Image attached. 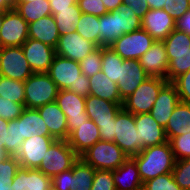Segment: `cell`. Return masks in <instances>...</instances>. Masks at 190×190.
<instances>
[{"instance_id": "obj_1", "label": "cell", "mask_w": 190, "mask_h": 190, "mask_svg": "<svg viewBox=\"0 0 190 190\" xmlns=\"http://www.w3.org/2000/svg\"><path fill=\"white\" fill-rule=\"evenodd\" d=\"M7 132H2L0 139L4 142V149L10 156H16L22 142L32 135L51 136L38 109L24 108L22 114L8 122Z\"/></svg>"}, {"instance_id": "obj_2", "label": "cell", "mask_w": 190, "mask_h": 190, "mask_svg": "<svg viewBox=\"0 0 190 190\" xmlns=\"http://www.w3.org/2000/svg\"><path fill=\"white\" fill-rule=\"evenodd\" d=\"M132 158L138 166L142 183L159 175L172 173L176 161L169 141L144 148Z\"/></svg>"}, {"instance_id": "obj_3", "label": "cell", "mask_w": 190, "mask_h": 190, "mask_svg": "<svg viewBox=\"0 0 190 190\" xmlns=\"http://www.w3.org/2000/svg\"><path fill=\"white\" fill-rule=\"evenodd\" d=\"M95 170H116L129 156L115 143L98 141L81 156Z\"/></svg>"}, {"instance_id": "obj_4", "label": "cell", "mask_w": 190, "mask_h": 190, "mask_svg": "<svg viewBox=\"0 0 190 190\" xmlns=\"http://www.w3.org/2000/svg\"><path fill=\"white\" fill-rule=\"evenodd\" d=\"M59 89L46 72L33 73L24 81L26 108L37 109L55 102Z\"/></svg>"}, {"instance_id": "obj_5", "label": "cell", "mask_w": 190, "mask_h": 190, "mask_svg": "<svg viewBox=\"0 0 190 190\" xmlns=\"http://www.w3.org/2000/svg\"><path fill=\"white\" fill-rule=\"evenodd\" d=\"M168 83L160 77H149L134 92L123 100L122 108L134 115L150 113L160 90Z\"/></svg>"}, {"instance_id": "obj_6", "label": "cell", "mask_w": 190, "mask_h": 190, "mask_svg": "<svg viewBox=\"0 0 190 190\" xmlns=\"http://www.w3.org/2000/svg\"><path fill=\"white\" fill-rule=\"evenodd\" d=\"M79 157L67 140H56L46 151L38 169L53 178L62 171L71 169Z\"/></svg>"}, {"instance_id": "obj_7", "label": "cell", "mask_w": 190, "mask_h": 190, "mask_svg": "<svg viewBox=\"0 0 190 190\" xmlns=\"http://www.w3.org/2000/svg\"><path fill=\"white\" fill-rule=\"evenodd\" d=\"M114 142L129 156L137 155L144 149L138 141V133L135 126V115L123 108L114 118Z\"/></svg>"}, {"instance_id": "obj_8", "label": "cell", "mask_w": 190, "mask_h": 190, "mask_svg": "<svg viewBox=\"0 0 190 190\" xmlns=\"http://www.w3.org/2000/svg\"><path fill=\"white\" fill-rule=\"evenodd\" d=\"M155 40L142 28L117 38L110 47L123 60H139Z\"/></svg>"}, {"instance_id": "obj_9", "label": "cell", "mask_w": 190, "mask_h": 190, "mask_svg": "<svg viewBox=\"0 0 190 190\" xmlns=\"http://www.w3.org/2000/svg\"><path fill=\"white\" fill-rule=\"evenodd\" d=\"M33 73L21 46L0 47V75L24 82Z\"/></svg>"}, {"instance_id": "obj_10", "label": "cell", "mask_w": 190, "mask_h": 190, "mask_svg": "<svg viewBox=\"0 0 190 190\" xmlns=\"http://www.w3.org/2000/svg\"><path fill=\"white\" fill-rule=\"evenodd\" d=\"M86 97L65 89L59 90L55 102L66 116V123L69 135L78 128L84 121L89 119L85 111Z\"/></svg>"}, {"instance_id": "obj_11", "label": "cell", "mask_w": 190, "mask_h": 190, "mask_svg": "<svg viewBox=\"0 0 190 190\" xmlns=\"http://www.w3.org/2000/svg\"><path fill=\"white\" fill-rule=\"evenodd\" d=\"M46 73L59 90L68 89L75 93L82 71L79 62L56 55Z\"/></svg>"}, {"instance_id": "obj_12", "label": "cell", "mask_w": 190, "mask_h": 190, "mask_svg": "<svg viewBox=\"0 0 190 190\" xmlns=\"http://www.w3.org/2000/svg\"><path fill=\"white\" fill-rule=\"evenodd\" d=\"M56 141L52 136H35L25 139L16 154L20 167L38 169L46 151Z\"/></svg>"}, {"instance_id": "obj_13", "label": "cell", "mask_w": 190, "mask_h": 190, "mask_svg": "<svg viewBox=\"0 0 190 190\" xmlns=\"http://www.w3.org/2000/svg\"><path fill=\"white\" fill-rule=\"evenodd\" d=\"M27 39V21L15 9L6 11L0 30V47L22 46Z\"/></svg>"}, {"instance_id": "obj_14", "label": "cell", "mask_w": 190, "mask_h": 190, "mask_svg": "<svg viewBox=\"0 0 190 190\" xmlns=\"http://www.w3.org/2000/svg\"><path fill=\"white\" fill-rule=\"evenodd\" d=\"M149 77L139 60H123L117 82L121 99L124 100L131 95Z\"/></svg>"}, {"instance_id": "obj_15", "label": "cell", "mask_w": 190, "mask_h": 190, "mask_svg": "<svg viewBox=\"0 0 190 190\" xmlns=\"http://www.w3.org/2000/svg\"><path fill=\"white\" fill-rule=\"evenodd\" d=\"M97 46L83 38L78 32L64 34L59 37L55 48L56 55L80 62Z\"/></svg>"}, {"instance_id": "obj_16", "label": "cell", "mask_w": 190, "mask_h": 190, "mask_svg": "<svg viewBox=\"0 0 190 190\" xmlns=\"http://www.w3.org/2000/svg\"><path fill=\"white\" fill-rule=\"evenodd\" d=\"M21 47L34 73L47 72L56 56L55 48L31 38Z\"/></svg>"}, {"instance_id": "obj_17", "label": "cell", "mask_w": 190, "mask_h": 190, "mask_svg": "<svg viewBox=\"0 0 190 190\" xmlns=\"http://www.w3.org/2000/svg\"><path fill=\"white\" fill-rule=\"evenodd\" d=\"M135 126L138 133V141L144 148L168 142L165 128L158 124L150 113L135 115Z\"/></svg>"}, {"instance_id": "obj_18", "label": "cell", "mask_w": 190, "mask_h": 190, "mask_svg": "<svg viewBox=\"0 0 190 190\" xmlns=\"http://www.w3.org/2000/svg\"><path fill=\"white\" fill-rule=\"evenodd\" d=\"M139 61L150 77H160L167 80L169 60L163 41H155L140 57Z\"/></svg>"}, {"instance_id": "obj_19", "label": "cell", "mask_w": 190, "mask_h": 190, "mask_svg": "<svg viewBox=\"0 0 190 190\" xmlns=\"http://www.w3.org/2000/svg\"><path fill=\"white\" fill-rule=\"evenodd\" d=\"M179 102L180 99L176 86L172 82H168L160 90L150 114L158 124L165 128L173 110Z\"/></svg>"}, {"instance_id": "obj_20", "label": "cell", "mask_w": 190, "mask_h": 190, "mask_svg": "<svg viewBox=\"0 0 190 190\" xmlns=\"http://www.w3.org/2000/svg\"><path fill=\"white\" fill-rule=\"evenodd\" d=\"M176 21L163 9H150L142 19V29L155 41H163L174 29Z\"/></svg>"}, {"instance_id": "obj_21", "label": "cell", "mask_w": 190, "mask_h": 190, "mask_svg": "<svg viewBox=\"0 0 190 190\" xmlns=\"http://www.w3.org/2000/svg\"><path fill=\"white\" fill-rule=\"evenodd\" d=\"M121 109L122 104L109 102L93 95H88L85 99V111L95 124L111 123Z\"/></svg>"}, {"instance_id": "obj_22", "label": "cell", "mask_w": 190, "mask_h": 190, "mask_svg": "<svg viewBox=\"0 0 190 190\" xmlns=\"http://www.w3.org/2000/svg\"><path fill=\"white\" fill-rule=\"evenodd\" d=\"M11 185L13 190H50L52 178L39 169L20 167Z\"/></svg>"}, {"instance_id": "obj_23", "label": "cell", "mask_w": 190, "mask_h": 190, "mask_svg": "<svg viewBox=\"0 0 190 190\" xmlns=\"http://www.w3.org/2000/svg\"><path fill=\"white\" fill-rule=\"evenodd\" d=\"M42 116L50 135L56 140L68 139L66 116L56 102L48 103L37 108Z\"/></svg>"}, {"instance_id": "obj_24", "label": "cell", "mask_w": 190, "mask_h": 190, "mask_svg": "<svg viewBox=\"0 0 190 190\" xmlns=\"http://www.w3.org/2000/svg\"><path fill=\"white\" fill-rule=\"evenodd\" d=\"M100 140L99 128L90 119L78 126L67 139L68 144L79 156Z\"/></svg>"}, {"instance_id": "obj_25", "label": "cell", "mask_w": 190, "mask_h": 190, "mask_svg": "<svg viewBox=\"0 0 190 190\" xmlns=\"http://www.w3.org/2000/svg\"><path fill=\"white\" fill-rule=\"evenodd\" d=\"M112 177L116 190H142L143 188L138 166L132 157L116 170H112Z\"/></svg>"}, {"instance_id": "obj_26", "label": "cell", "mask_w": 190, "mask_h": 190, "mask_svg": "<svg viewBox=\"0 0 190 190\" xmlns=\"http://www.w3.org/2000/svg\"><path fill=\"white\" fill-rule=\"evenodd\" d=\"M59 37L58 27L52 14L28 24V38L56 48Z\"/></svg>"}, {"instance_id": "obj_27", "label": "cell", "mask_w": 190, "mask_h": 190, "mask_svg": "<svg viewBox=\"0 0 190 190\" xmlns=\"http://www.w3.org/2000/svg\"><path fill=\"white\" fill-rule=\"evenodd\" d=\"M90 95L102 98L109 102L123 104L118 91L117 83L106 76L103 71L89 77Z\"/></svg>"}, {"instance_id": "obj_28", "label": "cell", "mask_w": 190, "mask_h": 190, "mask_svg": "<svg viewBox=\"0 0 190 190\" xmlns=\"http://www.w3.org/2000/svg\"><path fill=\"white\" fill-rule=\"evenodd\" d=\"M190 132V103L179 102L173 110L168 124L165 127V133L168 141L172 137Z\"/></svg>"}, {"instance_id": "obj_29", "label": "cell", "mask_w": 190, "mask_h": 190, "mask_svg": "<svg viewBox=\"0 0 190 190\" xmlns=\"http://www.w3.org/2000/svg\"><path fill=\"white\" fill-rule=\"evenodd\" d=\"M54 16L59 35L76 32V26L79 22L82 11L78 3L70 6V9L51 10Z\"/></svg>"}, {"instance_id": "obj_30", "label": "cell", "mask_w": 190, "mask_h": 190, "mask_svg": "<svg viewBox=\"0 0 190 190\" xmlns=\"http://www.w3.org/2000/svg\"><path fill=\"white\" fill-rule=\"evenodd\" d=\"M100 47L110 46L122 34L119 32L118 9L99 17Z\"/></svg>"}, {"instance_id": "obj_31", "label": "cell", "mask_w": 190, "mask_h": 190, "mask_svg": "<svg viewBox=\"0 0 190 190\" xmlns=\"http://www.w3.org/2000/svg\"><path fill=\"white\" fill-rule=\"evenodd\" d=\"M95 169L82 158L72 167V188L70 190H91Z\"/></svg>"}, {"instance_id": "obj_32", "label": "cell", "mask_w": 190, "mask_h": 190, "mask_svg": "<svg viewBox=\"0 0 190 190\" xmlns=\"http://www.w3.org/2000/svg\"><path fill=\"white\" fill-rule=\"evenodd\" d=\"M14 9L28 24L52 14L48 0H34L28 3H17Z\"/></svg>"}, {"instance_id": "obj_33", "label": "cell", "mask_w": 190, "mask_h": 190, "mask_svg": "<svg viewBox=\"0 0 190 190\" xmlns=\"http://www.w3.org/2000/svg\"><path fill=\"white\" fill-rule=\"evenodd\" d=\"M100 22L99 17L92 14L82 13L79 22L76 26L78 32L83 38L93 42L97 47H100Z\"/></svg>"}, {"instance_id": "obj_34", "label": "cell", "mask_w": 190, "mask_h": 190, "mask_svg": "<svg viewBox=\"0 0 190 190\" xmlns=\"http://www.w3.org/2000/svg\"><path fill=\"white\" fill-rule=\"evenodd\" d=\"M0 96L12 102L24 104V82L0 75Z\"/></svg>"}, {"instance_id": "obj_35", "label": "cell", "mask_w": 190, "mask_h": 190, "mask_svg": "<svg viewBox=\"0 0 190 190\" xmlns=\"http://www.w3.org/2000/svg\"><path fill=\"white\" fill-rule=\"evenodd\" d=\"M122 63L123 59L110 46H102L101 71L116 83L119 79L120 66Z\"/></svg>"}, {"instance_id": "obj_36", "label": "cell", "mask_w": 190, "mask_h": 190, "mask_svg": "<svg viewBox=\"0 0 190 190\" xmlns=\"http://www.w3.org/2000/svg\"><path fill=\"white\" fill-rule=\"evenodd\" d=\"M167 54L190 53V36L176 28L163 40Z\"/></svg>"}, {"instance_id": "obj_37", "label": "cell", "mask_w": 190, "mask_h": 190, "mask_svg": "<svg viewBox=\"0 0 190 190\" xmlns=\"http://www.w3.org/2000/svg\"><path fill=\"white\" fill-rule=\"evenodd\" d=\"M118 23L119 32L122 35L142 28V19L123 3L118 7Z\"/></svg>"}, {"instance_id": "obj_38", "label": "cell", "mask_w": 190, "mask_h": 190, "mask_svg": "<svg viewBox=\"0 0 190 190\" xmlns=\"http://www.w3.org/2000/svg\"><path fill=\"white\" fill-rule=\"evenodd\" d=\"M169 67L167 81L173 82L177 77L190 70V53L167 54Z\"/></svg>"}, {"instance_id": "obj_39", "label": "cell", "mask_w": 190, "mask_h": 190, "mask_svg": "<svg viewBox=\"0 0 190 190\" xmlns=\"http://www.w3.org/2000/svg\"><path fill=\"white\" fill-rule=\"evenodd\" d=\"M19 168L20 163L15 156H8L0 162V190H13L11 183Z\"/></svg>"}, {"instance_id": "obj_40", "label": "cell", "mask_w": 190, "mask_h": 190, "mask_svg": "<svg viewBox=\"0 0 190 190\" xmlns=\"http://www.w3.org/2000/svg\"><path fill=\"white\" fill-rule=\"evenodd\" d=\"M82 74L88 78L101 71L102 47H96L85 58L79 62Z\"/></svg>"}, {"instance_id": "obj_41", "label": "cell", "mask_w": 190, "mask_h": 190, "mask_svg": "<svg viewBox=\"0 0 190 190\" xmlns=\"http://www.w3.org/2000/svg\"><path fill=\"white\" fill-rule=\"evenodd\" d=\"M142 190H182L176 183L173 174L159 175L143 183Z\"/></svg>"}, {"instance_id": "obj_42", "label": "cell", "mask_w": 190, "mask_h": 190, "mask_svg": "<svg viewBox=\"0 0 190 190\" xmlns=\"http://www.w3.org/2000/svg\"><path fill=\"white\" fill-rule=\"evenodd\" d=\"M172 174L182 190H190V158L176 160Z\"/></svg>"}, {"instance_id": "obj_43", "label": "cell", "mask_w": 190, "mask_h": 190, "mask_svg": "<svg viewBox=\"0 0 190 190\" xmlns=\"http://www.w3.org/2000/svg\"><path fill=\"white\" fill-rule=\"evenodd\" d=\"M175 160L190 158V132L169 140Z\"/></svg>"}, {"instance_id": "obj_44", "label": "cell", "mask_w": 190, "mask_h": 190, "mask_svg": "<svg viewBox=\"0 0 190 190\" xmlns=\"http://www.w3.org/2000/svg\"><path fill=\"white\" fill-rule=\"evenodd\" d=\"M25 104L12 102L0 96V117L11 121L17 119L23 112Z\"/></svg>"}, {"instance_id": "obj_45", "label": "cell", "mask_w": 190, "mask_h": 190, "mask_svg": "<svg viewBox=\"0 0 190 190\" xmlns=\"http://www.w3.org/2000/svg\"><path fill=\"white\" fill-rule=\"evenodd\" d=\"M91 190H116L112 170H95Z\"/></svg>"}, {"instance_id": "obj_46", "label": "cell", "mask_w": 190, "mask_h": 190, "mask_svg": "<svg viewBox=\"0 0 190 190\" xmlns=\"http://www.w3.org/2000/svg\"><path fill=\"white\" fill-rule=\"evenodd\" d=\"M177 89L181 102L190 103V70L172 82Z\"/></svg>"}, {"instance_id": "obj_47", "label": "cell", "mask_w": 190, "mask_h": 190, "mask_svg": "<svg viewBox=\"0 0 190 190\" xmlns=\"http://www.w3.org/2000/svg\"><path fill=\"white\" fill-rule=\"evenodd\" d=\"M78 5L84 14H92L101 17L107 13L102 0H78Z\"/></svg>"}, {"instance_id": "obj_48", "label": "cell", "mask_w": 190, "mask_h": 190, "mask_svg": "<svg viewBox=\"0 0 190 190\" xmlns=\"http://www.w3.org/2000/svg\"><path fill=\"white\" fill-rule=\"evenodd\" d=\"M170 14V16L177 21L180 19L190 8L188 0H167V8H162Z\"/></svg>"}, {"instance_id": "obj_49", "label": "cell", "mask_w": 190, "mask_h": 190, "mask_svg": "<svg viewBox=\"0 0 190 190\" xmlns=\"http://www.w3.org/2000/svg\"><path fill=\"white\" fill-rule=\"evenodd\" d=\"M52 188L54 190H70L72 188V168L54 176Z\"/></svg>"}, {"instance_id": "obj_50", "label": "cell", "mask_w": 190, "mask_h": 190, "mask_svg": "<svg viewBox=\"0 0 190 190\" xmlns=\"http://www.w3.org/2000/svg\"><path fill=\"white\" fill-rule=\"evenodd\" d=\"M123 4L130 7L141 19L150 10L147 0H122Z\"/></svg>"}, {"instance_id": "obj_51", "label": "cell", "mask_w": 190, "mask_h": 190, "mask_svg": "<svg viewBox=\"0 0 190 190\" xmlns=\"http://www.w3.org/2000/svg\"><path fill=\"white\" fill-rule=\"evenodd\" d=\"M99 128V134L102 141L114 142V118L111 123L96 124Z\"/></svg>"}, {"instance_id": "obj_52", "label": "cell", "mask_w": 190, "mask_h": 190, "mask_svg": "<svg viewBox=\"0 0 190 190\" xmlns=\"http://www.w3.org/2000/svg\"><path fill=\"white\" fill-rule=\"evenodd\" d=\"M89 89H90L89 78L86 75L81 74L79 81L77 83V90H75V93L77 95L87 97L88 95H90Z\"/></svg>"}, {"instance_id": "obj_53", "label": "cell", "mask_w": 190, "mask_h": 190, "mask_svg": "<svg viewBox=\"0 0 190 190\" xmlns=\"http://www.w3.org/2000/svg\"><path fill=\"white\" fill-rule=\"evenodd\" d=\"M175 28L190 36V9L176 21Z\"/></svg>"}, {"instance_id": "obj_54", "label": "cell", "mask_w": 190, "mask_h": 190, "mask_svg": "<svg viewBox=\"0 0 190 190\" xmlns=\"http://www.w3.org/2000/svg\"><path fill=\"white\" fill-rule=\"evenodd\" d=\"M51 10L70 9L71 5L78 3V0H48Z\"/></svg>"}, {"instance_id": "obj_55", "label": "cell", "mask_w": 190, "mask_h": 190, "mask_svg": "<svg viewBox=\"0 0 190 190\" xmlns=\"http://www.w3.org/2000/svg\"><path fill=\"white\" fill-rule=\"evenodd\" d=\"M107 12L117 10L118 7L123 3L122 0H102Z\"/></svg>"}, {"instance_id": "obj_56", "label": "cell", "mask_w": 190, "mask_h": 190, "mask_svg": "<svg viewBox=\"0 0 190 190\" xmlns=\"http://www.w3.org/2000/svg\"><path fill=\"white\" fill-rule=\"evenodd\" d=\"M150 9L167 8V0H147Z\"/></svg>"}, {"instance_id": "obj_57", "label": "cell", "mask_w": 190, "mask_h": 190, "mask_svg": "<svg viewBox=\"0 0 190 190\" xmlns=\"http://www.w3.org/2000/svg\"><path fill=\"white\" fill-rule=\"evenodd\" d=\"M10 156L4 149V142L0 141V162Z\"/></svg>"}, {"instance_id": "obj_58", "label": "cell", "mask_w": 190, "mask_h": 190, "mask_svg": "<svg viewBox=\"0 0 190 190\" xmlns=\"http://www.w3.org/2000/svg\"><path fill=\"white\" fill-rule=\"evenodd\" d=\"M8 122L9 121H7V120H5V119H3V118H1L0 117V135H1V133L2 132H7V130H8ZM0 141H2L1 139H0Z\"/></svg>"}, {"instance_id": "obj_59", "label": "cell", "mask_w": 190, "mask_h": 190, "mask_svg": "<svg viewBox=\"0 0 190 190\" xmlns=\"http://www.w3.org/2000/svg\"><path fill=\"white\" fill-rule=\"evenodd\" d=\"M0 1H5V3L11 8L14 9L17 5L18 0H0Z\"/></svg>"}, {"instance_id": "obj_60", "label": "cell", "mask_w": 190, "mask_h": 190, "mask_svg": "<svg viewBox=\"0 0 190 190\" xmlns=\"http://www.w3.org/2000/svg\"><path fill=\"white\" fill-rule=\"evenodd\" d=\"M11 10V8L5 3V1H0V11L6 12Z\"/></svg>"}, {"instance_id": "obj_61", "label": "cell", "mask_w": 190, "mask_h": 190, "mask_svg": "<svg viewBox=\"0 0 190 190\" xmlns=\"http://www.w3.org/2000/svg\"><path fill=\"white\" fill-rule=\"evenodd\" d=\"M4 14H5V12L0 11V30H1V27H2Z\"/></svg>"}, {"instance_id": "obj_62", "label": "cell", "mask_w": 190, "mask_h": 190, "mask_svg": "<svg viewBox=\"0 0 190 190\" xmlns=\"http://www.w3.org/2000/svg\"><path fill=\"white\" fill-rule=\"evenodd\" d=\"M32 2L34 0H18L17 3H28V2Z\"/></svg>"}]
</instances>
